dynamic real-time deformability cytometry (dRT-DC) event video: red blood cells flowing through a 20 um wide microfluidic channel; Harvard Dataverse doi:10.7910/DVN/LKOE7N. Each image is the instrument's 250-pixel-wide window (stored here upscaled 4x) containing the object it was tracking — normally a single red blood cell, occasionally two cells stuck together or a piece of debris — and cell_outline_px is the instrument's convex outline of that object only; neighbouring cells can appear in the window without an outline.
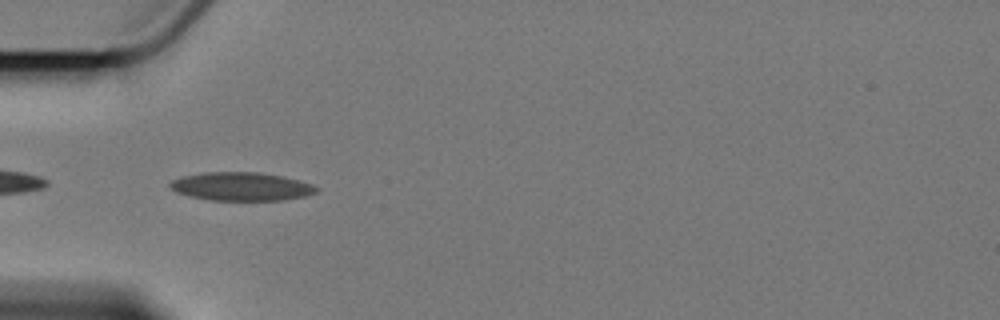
{"species": "Egyptian fruit bat (a non-hibernating species)", "species_latin": "Rousettus aegyptiacus", "temperature_condition": "cold", "stored_images_in_passage": 4, "camera_frame_rate_fps": 3000, "um_per_image_px": 0.085, "animal": {"sex": "female"}, "frame": {"image": 1, "passage_image": 3, "time_ms": 2.333, "image_size_px": [1000, 320], "cell_outline_px": [[316, 192], [304, 196], [280, 200], [208, 200], [188, 196], [176, 192], [168, 184], [172, 180], [184, 176], [204, 172], [260, 172], [284, 176], [312, 184], [316, 188]], "centroid_in_image_um": [20.48, 15.85], "position_along_channel_um": 64.5, "area_um2": 24.1}}
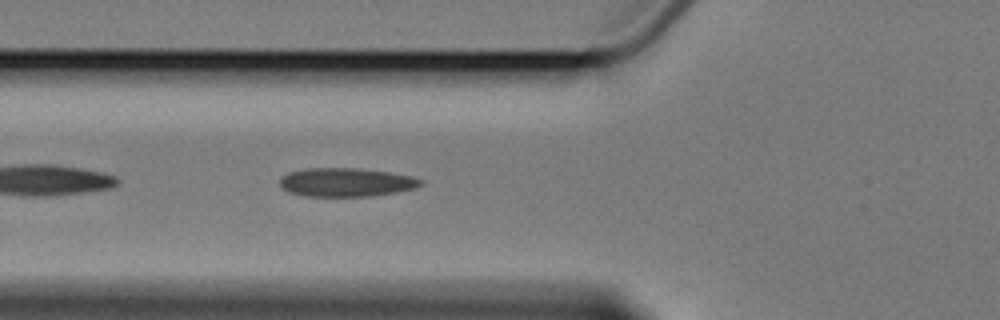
{"frame": {"image": 2, "passage_image": 4, "time_ms": 3.333, "image_size_px": [1000, 320], "cell_outline_px": [[424, 184], [416, 188], [396, 192], [372, 196], [304, 196], [288, 192], [280, 184], [280, 176], [288, 172], [308, 168], [360, 168], [388, 172], [412, 176], [424, 180]], "centroid_in_image_um": [29.44, 15.49], "position_along_channel_um": 96.4, "area_um2": 23.7}}